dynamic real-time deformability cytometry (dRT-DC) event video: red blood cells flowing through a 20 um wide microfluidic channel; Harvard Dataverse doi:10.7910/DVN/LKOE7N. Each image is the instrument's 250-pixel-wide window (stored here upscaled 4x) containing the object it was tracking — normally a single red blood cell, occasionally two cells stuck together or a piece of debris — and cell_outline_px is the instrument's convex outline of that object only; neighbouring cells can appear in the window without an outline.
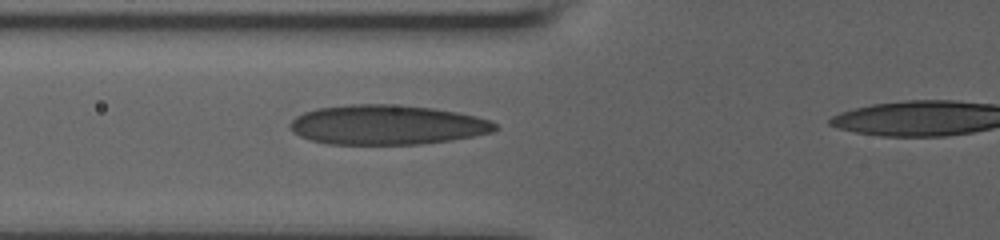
{"species": "human", "species_latin": "Homo sapiens", "temperature_condition": "room temperature", "stored_images_in_passage": 39, "camera_frame_rate_fps": 3000, "um_per_image_px": 0.085, "donor": {"sex": "male"}, "frame": {"image": 1, "passage_image": 10, "time_ms": 3.0, "image_size_px": [1000, 240], "cell_outline_px": [[496, 128], [492, 132], [452, 140], [420, 144], [328, 144], [312, 140], [300, 136], [292, 132], [288, 128], [288, 124], [296, 116], [304, 112], [316, 108], [348, 104], [388, 104], [432, 108], [456, 112], [476, 116], [492, 120], [496, 124]], "centroid_in_image_um": [32.85, 10.61], "position_along_channel_um": 92.9, "area_um2": 47.45}}
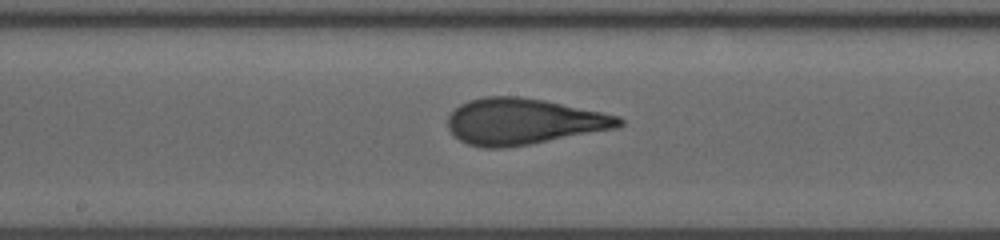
{"frame": {"image": 2, "passage_image": 19, "time_ms": 6.0, "image_size_px": [1000, 240], "cell_outline_px": [[624, 124], [616, 128], [508, 148], [484, 148], [468, 144], [460, 140], [448, 128], [448, 116], [460, 104], [468, 100], [484, 96], [520, 96], [544, 100], [620, 116], [624, 120]], "centroid_in_image_um": [44.48, 10.32], "position_along_channel_um": 203.7, "area_um2": 45.89}}
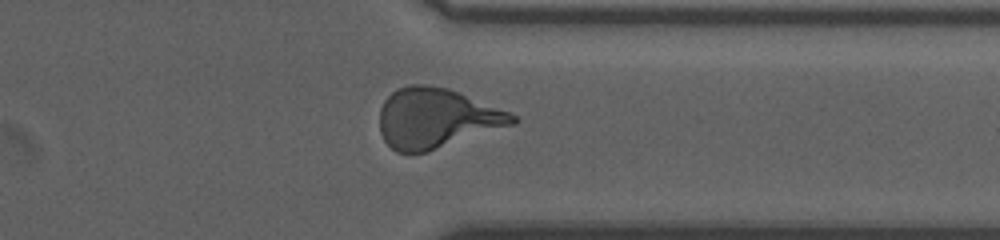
{"frame": {"image": 3, "passage_image": 33, "time_ms": 10.667, "image_size_px": [1000, 240], "cell_outline_px": [[520, 120], [516, 124], [428, 152], [396, 152], [384, 140], [380, 132], [380, 108], [384, 100], [396, 88], [408, 84], [428, 84], [448, 88], [508, 112], [516, 116]], "centroid_in_image_um": [37.08, 10.05], "position_along_channel_um": 374.3, "area_um2": 46.47}}